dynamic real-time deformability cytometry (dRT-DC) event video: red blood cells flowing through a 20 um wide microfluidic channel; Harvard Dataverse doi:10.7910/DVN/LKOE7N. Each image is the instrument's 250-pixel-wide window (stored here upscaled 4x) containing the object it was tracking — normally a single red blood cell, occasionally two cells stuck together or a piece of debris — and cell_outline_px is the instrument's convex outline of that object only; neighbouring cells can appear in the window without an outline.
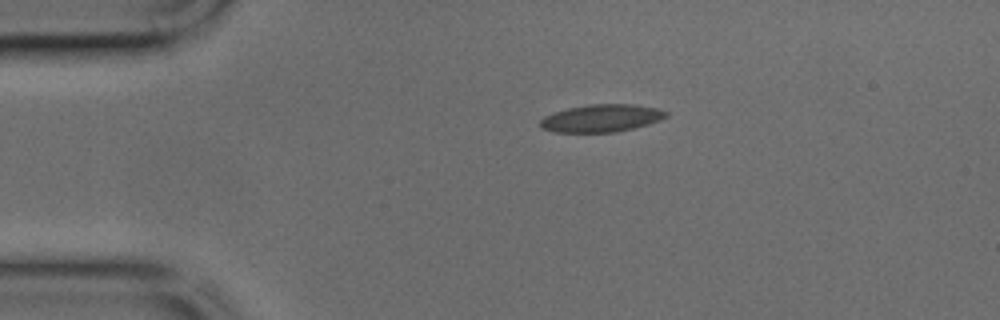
{"species": "common noctule bat (a hibernating species)", "species_latin": "Nyctalus noctula", "temperature_condition": "cold", "stored_images_in_passage": 5, "camera_frame_rate_fps": 3000, "um_per_image_px": 0.085, "animal": {"sex": "male", "body_mass_g": 17.9, "forearm_length_mm": 54.2}, "frame": {"image": 1, "passage_image": 1, "time_ms": 0.0, "image_size_px": [1000, 320], "cell_outline_px": [[668, 116], [660, 120], [648, 124], [616, 132], [556, 132], [540, 128], [540, 120], [544, 116], [552, 112], [568, 108], [588, 104], [632, 104], [656, 108], [668, 112]], "centroid_in_image_um": [51.1, 10.04], "position_along_channel_um": 33.9, "area_um2": 20.23}}